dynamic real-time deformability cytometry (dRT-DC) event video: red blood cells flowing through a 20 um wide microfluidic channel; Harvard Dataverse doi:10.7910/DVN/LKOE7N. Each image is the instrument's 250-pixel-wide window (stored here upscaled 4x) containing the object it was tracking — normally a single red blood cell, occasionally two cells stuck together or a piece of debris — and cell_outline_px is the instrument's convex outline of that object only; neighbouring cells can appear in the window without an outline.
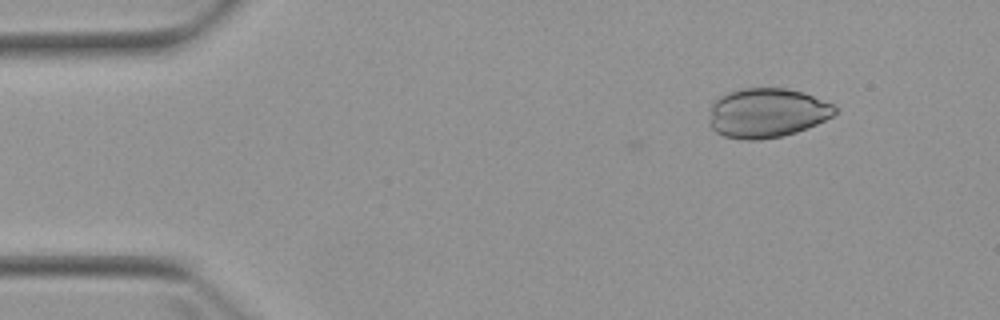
{"species": "Egyptian fruit bat (a non-hibernating species)", "species_latin": "Rousettus aegyptiacus", "temperature_condition": "warm", "stored_images_in_passage": 5, "camera_frame_rate_fps": 3000, "um_per_image_px": 0.085, "animal": {"sex": "female"}, "frame": {"image": 1, "passage_image": 1, "time_ms": 0.0, "image_size_px": [1000, 320], "cell_outline_px": [[836, 112], [832, 116], [816, 124], [796, 132], [784, 136], [760, 140], [744, 140], [724, 136], [716, 132], [712, 128], [708, 120], [712, 104], [720, 96], [728, 92], [740, 88], [784, 88], [804, 92], [832, 104], [836, 108]], "centroid_in_image_um": [65.16, 9.6], "position_along_channel_um": 19.8, "area_um2": 36.3}}